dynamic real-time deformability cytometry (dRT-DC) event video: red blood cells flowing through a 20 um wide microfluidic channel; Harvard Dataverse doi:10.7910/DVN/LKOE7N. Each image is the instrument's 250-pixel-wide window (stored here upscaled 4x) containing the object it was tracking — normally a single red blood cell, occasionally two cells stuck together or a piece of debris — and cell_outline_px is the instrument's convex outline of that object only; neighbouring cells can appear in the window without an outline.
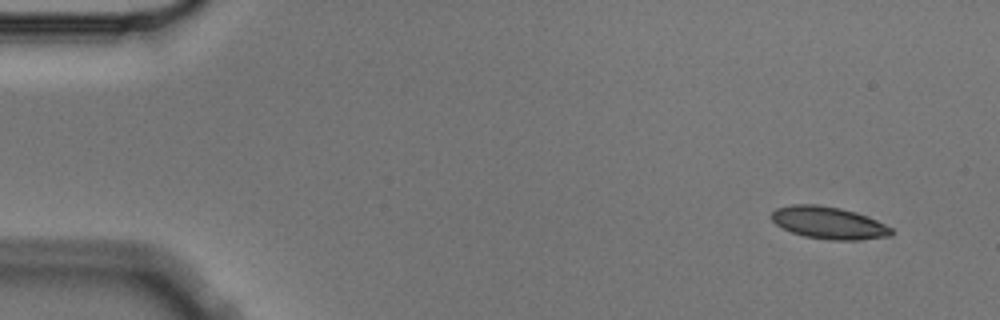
{"species": "Egyptian fruit bat (a non-hibernating species)", "species_latin": "Rousettus aegyptiacus", "temperature_condition": "cold", "stored_images_in_passage": 3, "camera_frame_rate_fps": 3000, "um_per_image_px": 0.085, "animal": {"sex": "male"}, "frame": {"image": 1, "passage_image": 1, "time_ms": 0.0, "image_size_px": [1000, 320], "cell_outline_px": [[892, 236], [856, 240], [828, 240], [804, 236], [792, 232], [776, 224], [768, 216], [776, 208], [792, 204], [816, 204], [840, 208], [856, 212], [868, 216], [892, 228]], "centroid_in_image_um": [70.42, 18.93], "position_along_channel_um": 14.6, "area_um2": 22.6}}
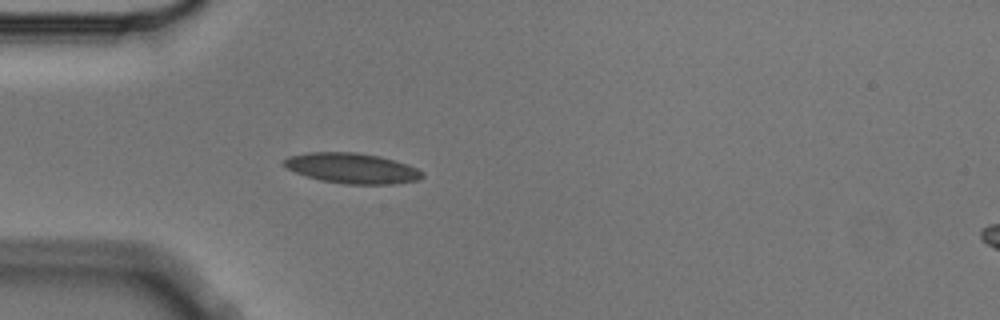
{"frame": {"image": 2, "passage_image": 3, "time_ms": 0.667, "image_size_px": [1000, 320], "cell_outline_px": [[424, 176], [420, 180], [396, 184], [344, 184], [320, 180], [284, 168], [284, 160], [288, 156], [308, 152], [356, 152], [380, 156], [416, 168], [424, 172]], "centroid_in_image_um": [29.92, 14.3], "position_along_channel_um": 55.1, "area_um2": 24.45}}